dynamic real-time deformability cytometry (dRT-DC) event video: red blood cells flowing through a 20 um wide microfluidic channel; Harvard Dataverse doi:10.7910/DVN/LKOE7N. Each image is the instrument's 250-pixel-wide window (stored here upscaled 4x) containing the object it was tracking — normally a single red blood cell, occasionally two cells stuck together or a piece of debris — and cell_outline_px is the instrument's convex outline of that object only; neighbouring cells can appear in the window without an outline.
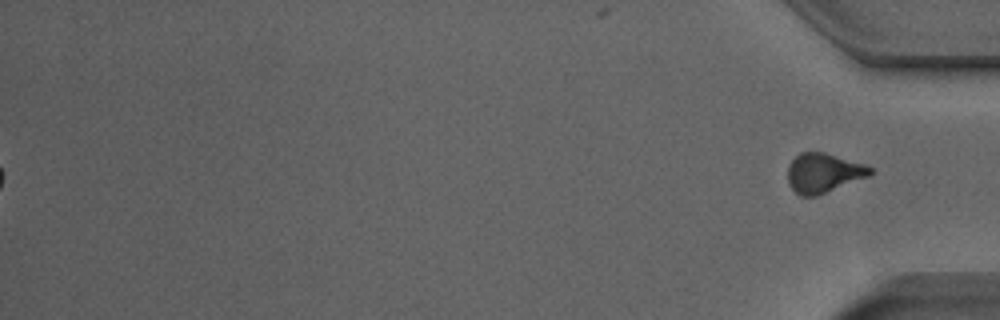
{"species": "Egyptian fruit bat (a non-hibernating species)", "species_latin": "Rousettus aegyptiacus", "temperature_condition": "room temperature", "stored_images_in_passage": 53, "segment_of_instrument_passage": [2, 2], "camera_frame_rate_fps": 3000, "um_per_image_px": 0.085, "animal": {"sex": "male"}, "frame": {"image": 1, "passage_image": 53, "time_ms": 17.333, "image_size_px": [1000, 320], "cell_outline_px": [[872, 172], [868, 176], [816, 196], [800, 196], [788, 184], [788, 164], [800, 152], [824, 152], [864, 164], [872, 168]], "centroid_in_image_um": [69.96, 14.69], "position_along_channel_um": 365.2, "area_um2": 18.73}}